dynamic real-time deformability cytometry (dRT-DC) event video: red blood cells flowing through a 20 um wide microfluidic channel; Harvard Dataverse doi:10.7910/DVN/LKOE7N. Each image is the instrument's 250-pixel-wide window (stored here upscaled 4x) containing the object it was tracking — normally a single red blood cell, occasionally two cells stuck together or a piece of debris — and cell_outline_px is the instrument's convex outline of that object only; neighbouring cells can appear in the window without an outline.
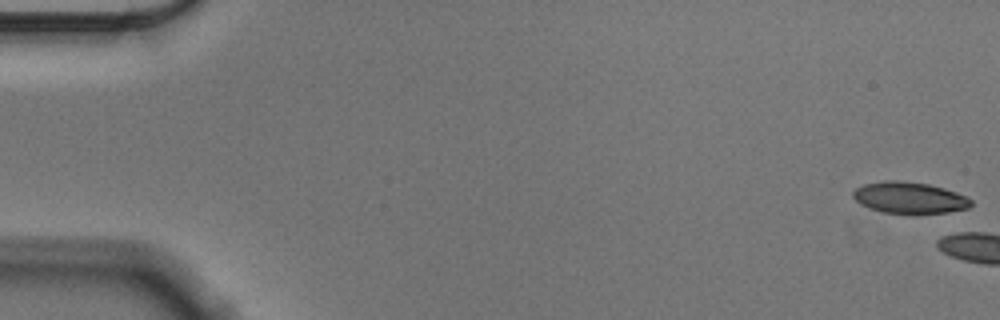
{"species": "Egyptian fruit bat (a non-hibernating species)", "species_latin": "Rousettus aegyptiacus", "temperature_condition": "cold", "stored_images_in_passage": 4, "camera_frame_rate_fps": 3000, "um_per_image_px": 0.085, "animal": {"sex": "male"}, "frame": {"image": 1, "passage_image": 1, "time_ms": 0.0, "image_size_px": [1000, 320], "cell_outline_px": [[972, 204], [968, 208], [948, 212], [912, 216], [884, 212], [860, 204], [852, 196], [852, 192], [856, 188], [864, 184], [884, 180], [900, 180], [928, 184], [944, 188], [956, 192], [972, 200]], "centroid_in_image_um": [77.3, 16.83], "position_along_channel_um": 7.7, "area_um2": 22.08}}